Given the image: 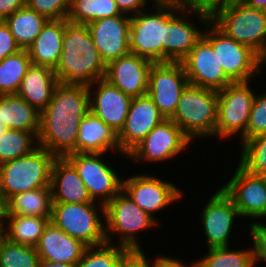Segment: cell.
Listing matches in <instances>:
<instances>
[{
	"mask_svg": "<svg viewBox=\"0 0 266 267\" xmlns=\"http://www.w3.org/2000/svg\"><path fill=\"white\" fill-rule=\"evenodd\" d=\"M58 84L54 69L32 64L21 81L16 94L41 113L51 101L52 94Z\"/></svg>",
	"mask_w": 266,
	"mask_h": 267,
	"instance_id": "obj_26",
	"label": "cell"
},
{
	"mask_svg": "<svg viewBox=\"0 0 266 267\" xmlns=\"http://www.w3.org/2000/svg\"><path fill=\"white\" fill-rule=\"evenodd\" d=\"M209 22L210 15L205 12L179 10L164 26V62H181Z\"/></svg>",
	"mask_w": 266,
	"mask_h": 267,
	"instance_id": "obj_16",
	"label": "cell"
},
{
	"mask_svg": "<svg viewBox=\"0 0 266 267\" xmlns=\"http://www.w3.org/2000/svg\"><path fill=\"white\" fill-rule=\"evenodd\" d=\"M173 4H154L131 16L130 53L152 61L164 62V26L179 11Z\"/></svg>",
	"mask_w": 266,
	"mask_h": 267,
	"instance_id": "obj_11",
	"label": "cell"
},
{
	"mask_svg": "<svg viewBox=\"0 0 266 267\" xmlns=\"http://www.w3.org/2000/svg\"><path fill=\"white\" fill-rule=\"evenodd\" d=\"M202 36L212 45L225 76L232 83L258 79V55L253 50L225 35L211 21Z\"/></svg>",
	"mask_w": 266,
	"mask_h": 267,
	"instance_id": "obj_15",
	"label": "cell"
},
{
	"mask_svg": "<svg viewBox=\"0 0 266 267\" xmlns=\"http://www.w3.org/2000/svg\"><path fill=\"white\" fill-rule=\"evenodd\" d=\"M235 245L206 249L203 256L196 258L199 267H253L251 244L241 248Z\"/></svg>",
	"mask_w": 266,
	"mask_h": 267,
	"instance_id": "obj_32",
	"label": "cell"
},
{
	"mask_svg": "<svg viewBox=\"0 0 266 267\" xmlns=\"http://www.w3.org/2000/svg\"><path fill=\"white\" fill-rule=\"evenodd\" d=\"M253 81L232 83L218 93V113L216 123V138L221 142H229V139H238L241 145L247 140V126L250 110L257 89L253 87ZM229 140V141H225Z\"/></svg>",
	"mask_w": 266,
	"mask_h": 267,
	"instance_id": "obj_9",
	"label": "cell"
},
{
	"mask_svg": "<svg viewBox=\"0 0 266 267\" xmlns=\"http://www.w3.org/2000/svg\"><path fill=\"white\" fill-rule=\"evenodd\" d=\"M181 63L191 85L220 91L232 84L225 76L212 45L203 36Z\"/></svg>",
	"mask_w": 266,
	"mask_h": 267,
	"instance_id": "obj_18",
	"label": "cell"
},
{
	"mask_svg": "<svg viewBox=\"0 0 266 267\" xmlns=\"http://www.w3.org/2000/svg\"><path fill=\"white\" fill-rule=\"evenodd\" d=\"M236 165H232L234 173L220 187L238 209L240 224L246 220L248 227L259 225L266 218V176L252 174L238 162Z\"/></svg>",
	"mask_w": 266,
	"mask_h": 267,
	"instance_id": "obj_14",
	"label": "cell"
},
{
	"mask_svg": "<svg viewBox=\"0 0 266 267\" xmlns=\"http://www.w3.org/2000/svg\"><path fill=\"white\" fill-rule=\"evenodd\" d=\"M189 84L181 62L153 63L149 71L147 95L163 117L169 119Z\"/></svg>",
	"mask_w": 266,
	"mask_h": 267,
	"instance_id": "obj_17",
	"label": "cell"
},
{
	"mask_svg": "<svg viewBox=\"0 0 266 267\" xmlns=\"http://www.w3.org/2000/svg\"><path fill=\"white\" fill-rule=\"evenodd\" d=\"M38 134L6 129L0 136V164L31 153L39 146Z\"/></svg>",
	"mask_w": 266,
	"mask_h": 267,
	"instance_id": "obj_35",
	"label": "cell"
},
{
	"mask_svg": "<svg viewBox=\"0 0 266 267\" xmlns=\"http://www.w3.org/2000/svg\"><path fill=\"white\" fill-rule=\"evenodd\" d=\"M259 89L262 87L258 88L250 110L247 139L266 133V91L259 92Z\"/></svg>",
	"mask_w": 266,
	"mask_h": 267,
	"instance_id": "obj_39",
	"label": "cell"
},
{
	"mask_svg": "<svg viewBox=\"0 0 266 267\" xmlns=\"http://www.w3.org/2000/svg\"><path fill=\"white\" fill-rule=\"evenodd\" d=\"M146 252V250H130L122 258L119 267H156V256L149 258L150 253Z\"/></svg>",
	"mask_w": 266,
	"mask_h": 267,
	"instance_id": "obj_43",
	"label": "cell"
},
{
	"mask_svg": "<svg viewBox=\"0 0 266 267\" xmlns=\"http://www.w3.org/2000/svg\"><path fill=\"white\" fill-rule=\"evenodd\" d=\"M129 251L126 247L108 243L87 247L75 267H119Z\"/></svg>",
	"mask_w": 266,
	"mask_h": 267,
	"instance_id": "obj_37",
	"label": "cell"
},
{
	"mask_svg": "<svg viewBox=\"0 0 266 267\" xmlns=\"http://www.w3.org/2000/svg\"><path fill=\"white\" fill-rule=\"evenodd\" d=\"M165 118L146 94L132 99L125 123L117 134L120 153L127 155Z\"/></svg>",
	"mask_w": 266,
	"mask_h": 267,
	"instance_id": "obj_20",
	"label": "cell"
},
{
	"mask_svg": "<svg viewBox=\"0 0 266 267\" xmlns=\"http://www.w3.org/2000/svg\"><path fill=\"white\" fill-rule=\"evenodd\" d=\"M154 4H171V0H150Z\"/></svg>",
	"mask_w": 266,
	"mask_h": 267,
	"instance_id": "obj_53",
	"label": "cell"
},
{
	"mask_svg": "<svg viewBox=\"0 0 266 267\" xmlns=\"http://www.w3.org/2000/svg\"><path fill=\"white\" fill-rule=\"evenodd\" d=\"M88 89L90 112L118 134L125 123L133 98L111 85L106 79L95 81Z\"/></svg>",
	"mask_w": 266,
	"mask_h": 267,
	"instance_id": "obj_21",
	"label": "cell"
},
{
	"mask_svg": "<svg viewBox=\"0 0 266 267\" xmlns=\"http://www.w3.org/2000/svg\"><path fill=\"white\" fill-rule=\"evenodd\" d=\"M163 254V255H162ZM160 254L156 255V267H199L197 259L188 262L186 260H182L181 257H176V256H169L168 253L162 252ZM179 258V259H178Z\"/></svg>",
	"mask_w": 266,
	"mask_h": 267,
	"instance_id": "obj_45",
	"label": "cell"
},
{
	"mask_svg": "<svg viewBox=\"0 0 266 267\" xmlns=\"http://www.w3.org/2000/svg\"><path fill=\"white\" fill-rule=\"evenodd\" d=\"M76 152L120 153L117 134L109 125L89 112L80 123Z\"/></svg>",
	"mask_w": 266,
	"mask_h": 267,
	"instance_id": "obj_25",
	"label": "cell"
},
{
	"mask_svg": "<svg viewBox=\"0 0 266 267\" xmlns=\"http://www.w3.org/2000/svg\"><path fill=\"white\" fill-rule=\"evenodd\" d=\"M56 157L38 146L31 153L0 164V190L8 201L13 195L50 187L51 167Z\"/></svg>",
	"mask_w": 266,
	"mask_h": 267,
	"instance_id": "obj_8",
	"label": "cell"
},
{
	"mask_svg": "<svg viewBox=\"0 0 266 267\" xmlns=\"http://www.w3.org/2000/svg\"><path fill=\"white\" fill-rule=\"evenodd\" d=\"M248 241L251 242L252 252H253V267L261 266L264 264L266 266V232L259 226H249ZM261 264L259 265V263Z\"/></svg>",
	"mask_w": 266,
	"mask_h": 267,
	"instance_id": "obj_41",
	"label": "cell"
},
{
	"mask_svg": "<svg viewBox=\"0 0 266 267\" xmlns=\"http://www.w3.org/2000/svg\"><path fill=\"white\" fill-rule=\"evenodd\" d=\"M217 113V91L189 84L169 119L181 128L193 143L200 140L206 143L209 139H216Z\"/></svg>",
	"mask_w": 266,
	"mask_h": 267,
	"instance_id": "obj_4",
	"label": "cell"
},
{
	"mask_svg": "<svg viewBox=\"0 0 266 267\" xmlns=\"http://www.w3.org/2000/svg\"><path fill=\"white\" fill-rule=\"evenodd\" d=\"M5 239H6V222L0 221V247Z\"/></svg>",
	"mask_w": 266,
	"mask_h": 267,
	"instance_id": "obj_52",
	"label": "cell"
},
{
	"mask_svg": "<svg viewBox=\"0 0 266 267\" xmlns=\"http://www.w3.org/2000/svg\"><path fill=\"white\" fill-rule=\"evenodd\" d=\"M39 267H75V266L61 262H49L46 260H40Z\"/></svg>",
	"mask_w": 266,
	"mask_h": 267,
	"instance_id": "obj_51",
	"label": "cell"
},
{
	"mask_svg": "<svg viewBox=\"0 0 266 267\" xmlns=\"http://www.w3.org/2000/svg\"><path fill=\"white\" fill-rule=\"evenodd\" d=\"M71 0H26V6L48 20L67 19Z\"/></svg>",
	"mask_w": 266,
	"mask_h": 267,
	"instance_id": "obj_40",
	"label": "cell"
},
{
	"mask_svg": "<svg viewBox=\"0 0 266 267\" xmlns=\"http://www.w3.org/2000/svg\"><path fill=\"white\" fill-rule=\"evenodd\" d=\"M134 169L135 174L127 172L129 175L126 178L123 177L122 191L161 224L162 221L158 216L161 217V214H164L162 211H167L171 206L174 208L176 204L179 205L178 202L187 194L182 190L183 188L177 186L176 182L165 180L147 170L138 172L135 166Z\"/></svg>",
	"mask_w": 266,
	"mask_h": 267,
	"instance_id": "obj_7",
	"label": "cell"
},
{
	"mask_svg": "<svg viewBox=\"0 0 266 267\" xmlns=\"http://www.w3.org/2000/svg\"><path fill=\"white\" fill-rule=\"evenodd\" d=\"M64 33L65 19L48 20L28 48L32 64L55 69L61 57Z\"/></svg>",
	"mask_w": 266,
	"mask_h": 267,
	"instance_id": "obj_27",
	"label": "cell"
},
{
	"mask_svg": "<svg viewBox=\"0 0 266 267\" xmlns=\"http://www.w3.org/2000/svg\"><path fill=\"white\" fill-rule=\"evenodd\" d=\"M112 154L114 158L118 155L120 159H127V155L123 153L75 152L65 156L76 169L92 201L104 206L122 190L123 174H125L119 170L121 167L116 166V161L110 158Z\"/></svg>",
	"mask_w": 266,
	"mask_h": 267,
	"instance_id": "obj_5",
	"label": "cell"
},
{
	"mask_svg": "<svg viewBox=\"0 0 266 267\" xmlns=\"http://www.w3.org/2000/svg\"><path fill=\"white\" fill-rule=\"evenodd\" d=\"M210 21L225 35L249 47L257 55L266 47V11L240 0L226 2Z\"/></svg>",
	"mask_w": 266,
	"mask_h": 267,
	"instance_id": "obj_6",
	"label": "cell"
},
{
	"mask_svg": "<svg viewBox=\"0 0 266 267\" xmlns=\"http://www.w3.org/2000/svg\"><path fill=\"white\" fill-rule=\"evenodd\" d=\"M40 257L33 246L9 241L0 247V267H39Z\"/></svg>",
	"mask_w": 266,
	"mask_h": 267,
	"instance_id": "obj_38",
	"label": "cell"
},
{
	"mask_svg": "<svg viewBox=\"0 0 266 267\" xmlns=\"http://www.w3.org/2000/svg\"><path fill=\"white\" fill-rule=\"evenodd\" d=\"M216 191L205 200L201 212H199L200 230L205 238L206 249L213 247L232 246L236 238V226L240 228L239 221L242 219L232 199L218 186ZM240 219V220H239ZM238 220V221H237ZM238 222V223H237ZM235 227V228H234ZM236 229V230H235ZM234 234V236H233ZM232 236L234 238H232ZM231 242V243H230Z\"/></svg>",
	"mask_w": 266,
	"mask_h": 267,
	"instance_id": "obj_13",
	"label": "cell"
},
{
	"mask_svg": "<svg viewBox=\"0 0 266 267\" xmlns=\"http://www.w3.org/2000/svg\"><path fill=\"white\" fill-rule=\"evenodd\" d=\"M50 187L53 203L92 202L74 166L65 157H56L51 167Z\"/></svg>",
	"mask_w": 266,
	"mask_h": 267,
	"instance_id": "obj_24",
	"label": "cell"
},
{
	"mask_svg": "<svg viewBox=\"0 0 266 267\" xmlns=\"http://www.w3.org/2000/svg\"><path fill=\"white\" fill-rule=\"evenodd\" d=\"M35 248L40 260L76 266L87 246L50 221Z\"/></svg>",
	"mask_w": 266,
	"mask_h": 267,
	"instance_id": "obj_23",
	"label": "cell"
},
{
	"mask_svg": "<svg viewBox=\"0 0 266 267\" xmlns=\"http://www.w3.org/2000/svg\"><path fill=\"white\" fill-rule=\"evenodd\" d=\"M194 144L171 119H165L127 154L126 160L145 166L147 163L148 166L156 163L155 166L158 163L168 164L170 161L173 163L176 159L180 160L186 151L190 152V147Z\"/></svg>",
	"mask_w": 266,
	"mask_h": 267,
	"instance_id": "obj_12",
	"label": "cell"
},
{
	"mask_svg": "<svg viewBox=\"0 0 266 267\" xmlns=\"http://www.w3.org/2000/svg\"><path fill=\"white\" fill-rule=\"evenodd\" d=\"M152 65V61L129 53L106 66L105 79L132 98L143 96L148 92Z\"/></svg>",
	"mask_w": 266,
	"mask_h": 267,
	"instance_id": "obj_22",
	"label": "cell"
},
{
	"mask_svg": "<svg viewBox=\"0 0 266 267\" xmlns=\"http://www.w3.org/2000/svg\"><path fill=\"white\" fill-rule=\"evenodd\" d=\"M6 129H7V128L5 127L4 124H0V136L3 135V133L5 132Z\"/></svg>",
	"mask_w": 266,
	"mask_h": 267,
	"instance_id": "obj_55",
	"label": "cell"
},
{
	"mask_svg": "<svg viewBox=\"0 0 266 267\" xmlns=\"http://www.w3.org/2000/svg\"><path fill=\"white\" fill-rule=\"evenodd\" d=\"M26 6V0H0V18L4 21L16 10Z\"/></svg>",
	"mask_w": 266,
	"mask_h": 267,
	"instance_id": "obj_47",
	"label": "cell"
},
{
	"mask_svg": "<svg viewBox=\"0 0 266 267\" xmlns=\"http://www.w3.org/2000/svg\"><path fill=\"white\" fill-rule=\"evenodd\" d=\"M31 65L26 49H21L0 60V95L16 94Z\"/></svg>",
	"mask_w": 266,
	"mask_h": 267,
	"instance_id": "obj_33",
	"label": "cell"
},
{
	"mask_svg": "<svg viewBox=\"0 0 266 267\" xmlns=\"http://www.w3.org/2000/svg\"><path fill=\"white\" fill-rule=\"evenodd\" d=\"M259 226L266 232V218L259 224Z\"/></svg>",
	"mask_w": 266,
	"mask_h": 267,
	"instance_id": "obj_54",
	"label": "cell"
},
{
	"mask_svg": "<svg viewBox=\"0 0 266 267\" xmlns=\"http://www.w3.org/2000/svg\"><path fill=\"white\" fill-rule=\"evenodd\" d=\"M50 221L66 234L87 247L107 243L105 208L95 201L89 203H53Z\"/></svg>",
	"mask_w": 266,
	"mask_h": 267,
	"instance_id": "obj_10",
	"label": "cell"
},
{
	"mask_svg": "<svg viewBox=\"0 0 266 267\" xmlns=\"http://www.w3.org/2000/svg\"><path fill=\"white\" fill-rule=\"evenodd\" d=\"M4 21L10 28L18 46L21 49L28 50L48 19L44 15L38 14L36 11L25 6L16 10Z\"/></svg>",
	"mask_w": 266,
	"mask_h": 267,
	"instance_id": "obj_30",
	"label": "cell"
},
{
	"mask_svg": "<svg viewBox=\"0 0 266 267\" xmlns=\"http://www.w3.org/2000/svg\"><path fill=\"white\" fill-rule=\"evenodd\" d=\"M54 73L61 84L89 86L105 79L106 65L87 25L73 24L65 19L62 53Z\"/></svg>",
	"mask_w": 266,
	"mask_h": 267,
	"instance_id": "obj_2",
	"label": "cell"
},
{
	"mask_svg": "<svg viewBox=\"0 0 266 267\" xmlns=\"http://www.w3.org/2000/svg\"><path fill=\"white\" fill-rule=\"evenodd\" d=\"M0 112L7 129L39 133L40 113L21 96L0 95Z\"/></svg>",
	"mask_w": 266,
	"mask_h": 267,
	"instance_id": "obj_28",
	"label": "cell"
},
{
	"mask_svg": "<svg viewBox=\"0 0 266 267\" xmlns=\"http://www.w3.org/2000/svg\"><path fill=\"white\" fill-rule=\"evenodd\" d=\"M89 112L87 85L59 83L40 113L38 145L55 157L75 153L81 120Z\"/></svg>",
	"mask_w": 266,
	"mask_h": 267,
	"instance_id": "obj_1",
	"label": "cell"
},
{
	"mask_svg": "<svg viewBox=\"0 0 266 267\" xmlns=\"http://www.w3.org/2000/svg\"><path fill=\"white\" fill-rule=\"evenodd\" d=\"M104 208L105 234L108 244L123 246L129 250H146L147 247L142 246V239H145L139 234H146L150 229L155 231L156 228L159 231L158 228L162 225L143 211L122 190Z\"/></svg>",
	"mask_w": 266,
	"mask_h": 267,
	"instance_id": "obj_3",
	"label": "cell"
},
{
	"mask_svg": "<svg viewBox=\"0 0 266 267\" xmlns=\"http://www.w3.org/2000/svg\"><path fill=\"white\" fill-rule=\"evenodd\" d=\"M265 68H266V47L258 55V79H260L263 75L266 77Z\"/></svg>",
	"mask_w": 266,
	"mask_h": 267,
	"instance_id": "obj_48",
	"label": "cell"
},
{
	"mask_svg": "<svg viewBox=\"0 0 266 267\" xmlns=\"http://www.w3.org/2000/svg\"><path fill=\"white\" fill-rule=\"evenodd\" d=\"M0 124H3V121H1V112H0Z\"/></svg>",
	"mask_w": 266,
	"mask_h": 267,
	"instance_id": "obj_56",
	"label": "cell"
},
{
	"mask_svg": "<svg viewBox=\"0 0 266 267\" xmlns=\"http://www.w3.org/2000/svg\"><path fill=\"white\" fill-rule=\"evenodd\" d=\"M21 50L13 37L10 28L2 21L0 23V60H3L8 55L14 54Z\"/></svg>",
	"mask_w": 266,
	"mask_h": 267,
	"instance_id": "obj_44",
	"label": "cell"
},
{
	"mask_svg": "<svg viewBox=\"0 0 266 267\" xmlns=\"http://www.w3.org/2000/svg\"><path fill=\"white\" fill-rule=\"evenodd\" d=\"M225 3V0H171V4L180 10L201 11L210 16Z\"/></svg>",
	"mask_w": 266,
	"mask_h": 267,
	"instance_id": "obj_42",
	"label": "cell"
},
{
	"mask_svg": "<svg viewBox=\"0 0 266 267\" xmlns=\"http://www.w3.org/2000/svg\"><path fill=\"white\" fill-rule=\"evenodd\" d=\"M122 15L115 0H71L67 21L87 25L102 18Z\"/></svg>",
	"mask_w": 266,
	"mask_h": 267,
	"instance_id": "obj_34",
	"label": "cell"
},
{
	"mask_svg": "<svg viewBox=\"0 0 266 267\" xmlns=\"http://www.w3.org/2000/svg\"><path fill=\"white\" fill-rule=\"evenodd\" d=\"M51 217L7 215L6 238L14 243L35 247Z\"/></svg>",
	"mask_w": 266,
	"mask_h": 267,
	"instance_id": "obj_31",
	"label": "cell"
},
{
	"mask_svg": "<svg viewBox=\"0 0 266 267\" xmlns=\"http://www.w3.org/2000/svg\"><path fill=\"white\" fill-rule=\"evenodd\" d=\"M122 14L133 16L140 11L150 8V0H115Z\"/></svg>",
	"mask_w": 266,
	"mask_h": 267,
	"instance_id": "obj_46",
	"label": "cell"
},
{
	"mask_svg": "<svg viewBox=\"0 0 266 267\" xmlns=\"http://www.w3.org/2000/svg\"><path fill=\"white\" fill-rule=\"evenodd\" d=\"M237 153V162L248 172L266 176V133L245 140Z\"/></svg>",
	"mask_w": 266,
	"mask_h": 267,
	"instance_id": "obj_36",
	"label": "cell"
},
{
	"mask_svg": "<svg viewBox=\"0 0 266 267\" xmlns=\"http://www.w3.org/2000/svg\"><path fill=\"white\" fill-rule=\"evenodd\" d=\"M7 217V200L0 190V221H6Z\"/></svg>",
	"mask_w": 266,
	"mask_h": 267,
	"instance_id": "obj_50",
	"label": "cell"
},
{
	"mask_svg": "<svg viewBox=\"0 0 266 267\" xmlns=\"http://www.w3.org/2000/svg\"><path fill=\"white\" fill-rule=\"evenodd\" d=\"M97 51L107 66L110 62L130 53L131 16L122 14L102 18L87 24Z\"/></svg>",
	"mask_w": 266,
	"mask_h": 267,
	"instance_id": "obj_19",
	"label": "cell"
},
{
	"mask_svg": "<svg viewBox=\"0 0 266 267\" xmlns=\"http://www.w3.org/2000/svg\"><path fill=\"white\" fill-rule=\"evenodd\" d=\"M52 189L41 187L13 195L7 201V215L51 217Z\"/></svg>",
	"mask_w": 266,
	"mask_h": 267,
	"instance_id": "obj_29",
	"label": "cell"
},
{
	"mask_svg": "<svg viewBox=\"0 0 266 267\" xmlns=\"http://www.w3.org/2000/svg\"><path fill=\"white\" fill-rule=\"evenodd\" d=\"M249 7L266 11V0H240Z\"/></svg>",
	"mask_w": 266,
	"mask_h": 267,
	"instance_id": "obj_49",
	"label": "cell"
}]
</instances>
